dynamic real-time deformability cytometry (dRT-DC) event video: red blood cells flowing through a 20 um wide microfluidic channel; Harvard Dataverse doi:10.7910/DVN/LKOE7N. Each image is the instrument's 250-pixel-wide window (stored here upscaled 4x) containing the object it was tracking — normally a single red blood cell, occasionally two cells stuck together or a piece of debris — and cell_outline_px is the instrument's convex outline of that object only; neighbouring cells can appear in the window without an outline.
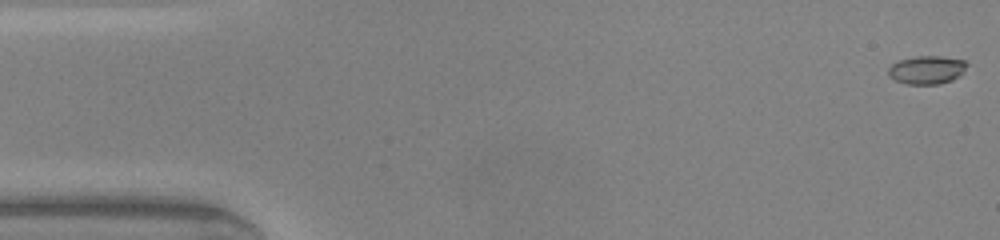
{"species": "common noctule bat (a hibernating species)", "species_latin": "Nyctalus noctula", "temperature_condition": "warm", "stored_images_in_passage": 5, "camera_frame_rate_fps": 3000, "um_per_image_px": 0.085, "animal": {"sex": "male", "body_mass_g": 20.0, "forearm_length_mm": 53.3}, "frame": {"image": 1, "passage_image": 1, "time_ms": 0.0, "image_size_px": [1000, 240], "cell_outline_px": [[968, 64], [952, 80], [940, 84], [908, 84], [896, 80], [888, 76], [888, 68], [892, 64], [900, 60], [916, 56], [940, 56], [964, 60]], "centroid_in_image_um": [78.74, 5.93], "position_along_channel_um": 6.3, "area_um2": 12.72}}